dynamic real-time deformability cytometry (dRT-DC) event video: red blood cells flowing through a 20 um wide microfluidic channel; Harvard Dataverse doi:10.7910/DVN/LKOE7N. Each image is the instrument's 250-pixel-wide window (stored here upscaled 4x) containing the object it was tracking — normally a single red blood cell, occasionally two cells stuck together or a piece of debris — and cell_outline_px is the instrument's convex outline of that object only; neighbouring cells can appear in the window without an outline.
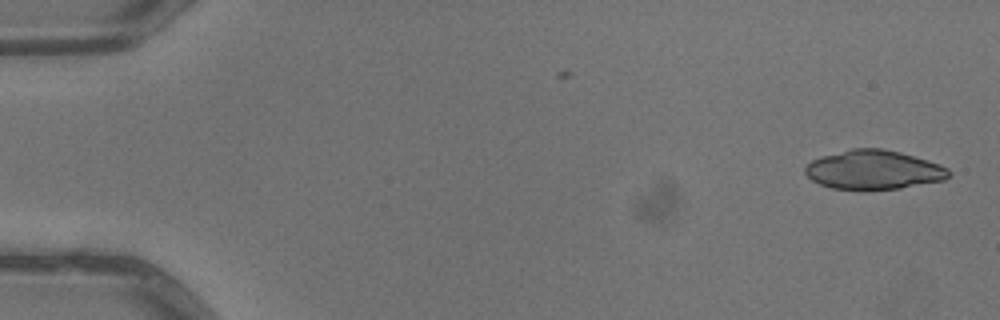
{"species": "common noctule bat (a hibernating species)", "species_latin": "Nyctalus noctula", "temperature_condition": "warm", "stored_images_in_passage": 4, "camera_frame_rate_fps": 3000, "um_per_image_px": 0.085, "animal": {"sex": "male", "body_mass_g": 13.3}, "frame": {"image": 1, "passage_image": 1, "time_ms": 0.0, "image_size_px": [1000, 320], "cell_outline_px": [[952, 176], [944, 180], [900, 188], [864, 192], [832, 188], [820, 184], [812, 180], [804, 172], [804, 168], [812, 160], [824, 156], [852, 148], [880, 148], [900, 152], [928, 160], [940, 164], [948, 168], [952, 172]], "centroid_in_image_um": [74.29, 14.47], "position_along_channel_um": 10.7, "area_um2": 33.29}}
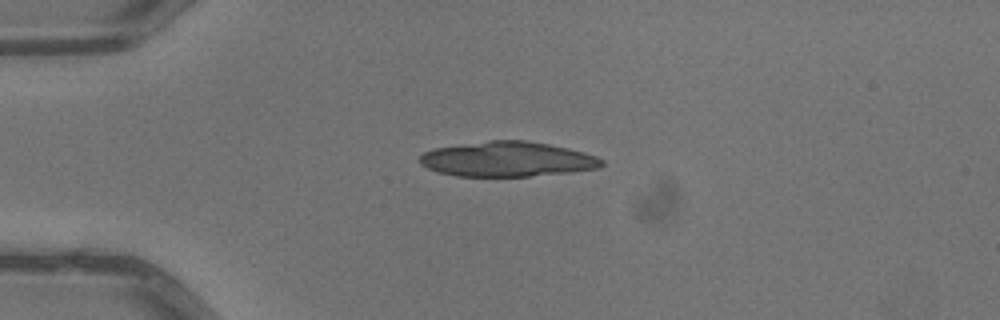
{"frame": {"image": 2, "passage_image": 4, "time_ms": 1.0, "image_size_px": [1000, 320], "cell_outline_px": [[604, 164], [600, 168], [568, 172], [528, 176], [456, 176], [440, 172], [428, 168], [420, 164], [420, 156], [424, 152], [436, 148], [492, 140], [524, 140], [548, 144], [568, 148], [584, 152], [596, 156], [604, 160]], "centroid_in_image_um": [43.16, 13.53], "position_along_channel_um": 41.8, "area_um2": 36.76}}